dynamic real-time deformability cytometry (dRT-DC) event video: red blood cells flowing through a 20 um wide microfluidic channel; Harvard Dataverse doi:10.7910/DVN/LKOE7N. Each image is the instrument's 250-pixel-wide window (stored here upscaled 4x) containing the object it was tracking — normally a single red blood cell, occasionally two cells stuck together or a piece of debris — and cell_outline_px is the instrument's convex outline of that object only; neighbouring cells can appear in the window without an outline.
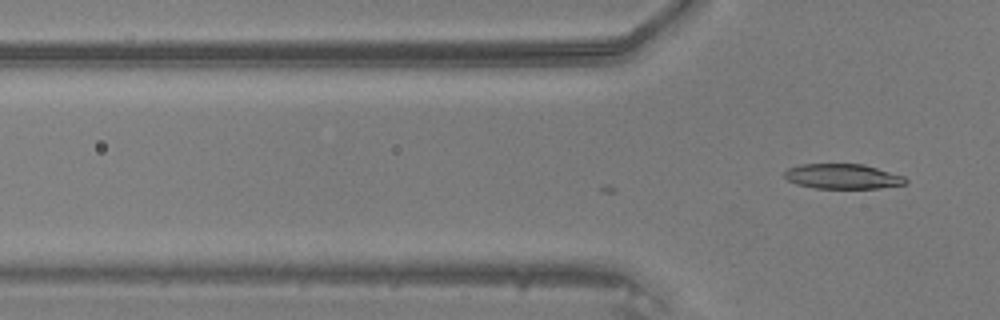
{"species": "common noctule bat (a hibernating species)", "species_latin": "Nyctalus noctula", "temperature_condition": "warm", "stored_images_in_passage": 2, "camera_frame_rate_fps": 3000, "um_per_image_px": 0.085, "animal": {"sex": "male", "body_mass_g": 20.5, "forearm_length_mm": 52.5}, "frame": {"image": 1, "passage_image": 2, "time_ms": 0.333, "image_size_px": [1000, 320], "cell_outline_px": [[908, 184], [880, 188], [816, 188], [796, 184], [788, 180], [784, 176], [784, 172], [788, 168], [800, 164], [864, 164], [904, 176], [908, 180]], "centroid_in_image_um": [71.65, 14.99], "position_along_channel_um": 54.2, "area_um2": 17.69}}